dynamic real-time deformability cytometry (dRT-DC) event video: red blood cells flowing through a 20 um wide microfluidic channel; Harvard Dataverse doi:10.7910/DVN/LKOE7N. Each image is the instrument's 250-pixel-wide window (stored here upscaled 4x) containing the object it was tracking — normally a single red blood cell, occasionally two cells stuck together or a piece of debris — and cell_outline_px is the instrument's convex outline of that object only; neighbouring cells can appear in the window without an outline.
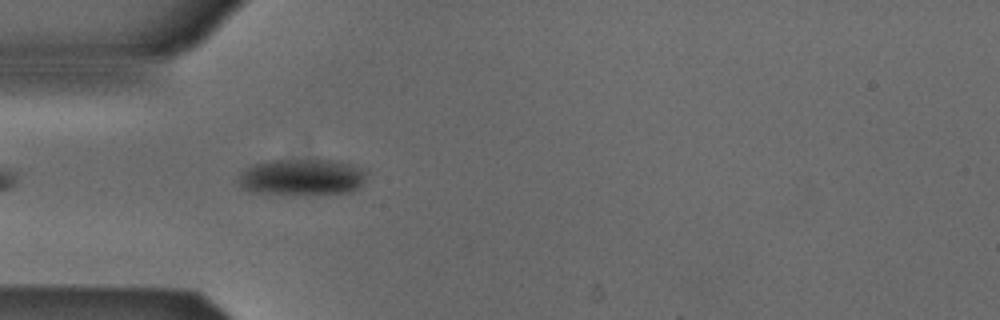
{"species": "Egyptian fruit bat (a non-hibernating species)", "species_latin": "Rousettus aegyptiacus", "temperature_condition": "cold", "stored_images_in_passage": 4, "camera_frame_rate_fps": 3000, "um_per_image_px": 0.085, "animal": {"sex": "male"}, "frame": {"image": 1, "passage_image": 4, "time_ms": 1.0, "image_size_px": [1000, 320], "cell_outline_px": [[368, 172], [364, 184], [360, 188], [352, 192], [308, 196], [280, 196], [256, 192], [244, 188], [236, 180], [240, 172], [256, 164], [272, 160], [328, 160], [352, 164]], "centroid_in_image_um": [25.71, 15.11], "position_along_channel_um": 59.3, "area_um2": 28.09}}